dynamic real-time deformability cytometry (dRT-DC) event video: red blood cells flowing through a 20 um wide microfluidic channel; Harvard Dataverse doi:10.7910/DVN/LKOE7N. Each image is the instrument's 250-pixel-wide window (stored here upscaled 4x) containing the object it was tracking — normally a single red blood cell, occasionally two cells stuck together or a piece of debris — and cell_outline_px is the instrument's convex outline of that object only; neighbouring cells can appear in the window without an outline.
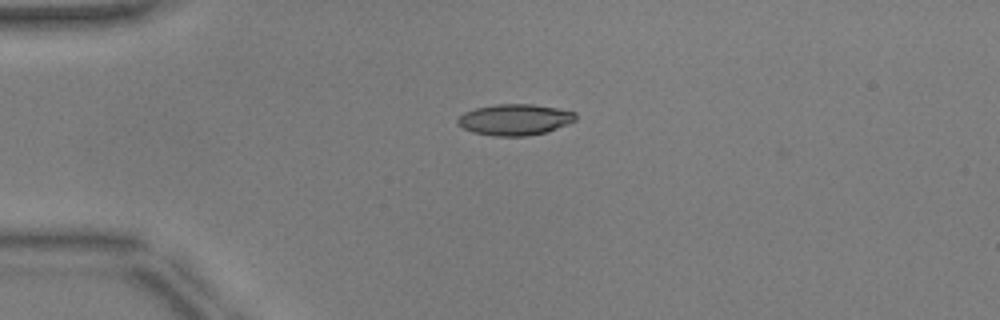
{"species": "common noctule bat (a hibernating species)", "species_latin": "Nyctalus noctula", "temperature_condition": "warm", "stored_images_in_passage": 40, "camera_frame_rate_fps": 3000, "um_per_image_px": 0.085, "animal": {"sex": "male", "body_mass_g": 17.9, "forearm_length_mm": 54.2}, "frame": {"image": 1, "passage_image": 1, "time_ms": 0.0, "image_size_px": [1000, 320], "cell_outline_px": [[576, 120], [568, 124], [548, 132], [528, 136], [492, 136], [472, 132], [456, 124], [456, 120], [464, 112], [476, 108], [496, 104], [532, 104], [556, 108], [576, 112]], "centroid_in_image_um": [43.76, 10.18], "position_along_channel_um": 41.2, "area_um2": 21.56}}
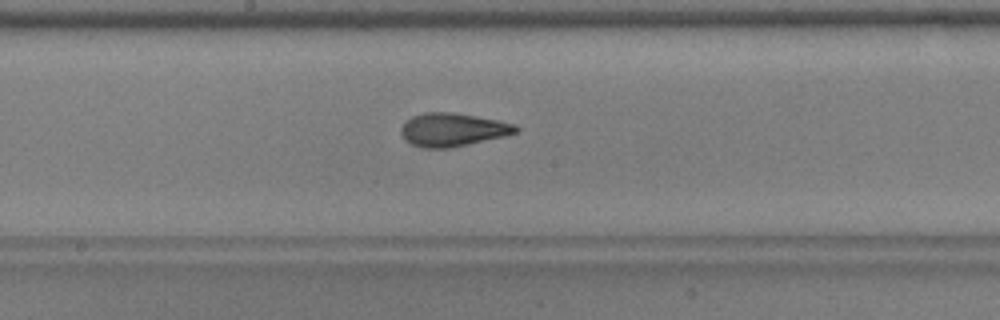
{"frame": {"image": 2, "passage_image": 16, "time_ms": 5.0, "image_size_px": [1000, 320], "cell_outline_px": [[520, 128], [516, 132], [504, 136], [452, 148], [424, 148], [412, 144], [404, 140], [400, 132], [400, 128], [412, 116], [424, 112], [452, 112], [500, 120], [516, 124]], "centroid_in_image_um": [38.48, 11.02], "position_along_channel_um": 209.7, "area_um2": 22.37}}
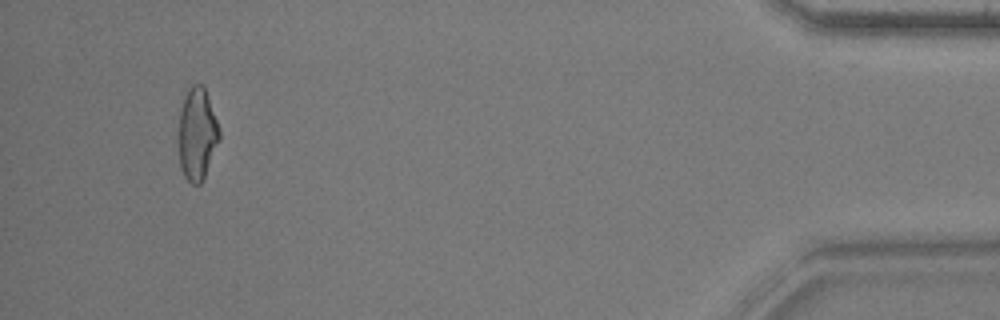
{"frame": {"image": 3, "passage_image": 37, "time_ms": 12.0, "image_size_px": [1000, 320], "cell_outline_px": [[220, 140], [204, 176], [200, 184], [192, 184], [184, 176], [180, 168], [180, 108], [184, 88], [192, 84], [204, 84], [220, 132]], "centroid_in_image_um": [16.75, 11.31], "position_along_channel_um": 418.4, "area_um2": 21.91}, "authors_computed_cell_mechanics": {"area_um2": 21.6461, "velocity_mm_per_s": 3.9441, "shape_relaxation_time_tau1_ms": 4.4889, "shape_relaxation_time_tau2_ms": 1.325, "deformation_change_tau1": 0.1682, "deformation_change_tau2": 0.0896}}